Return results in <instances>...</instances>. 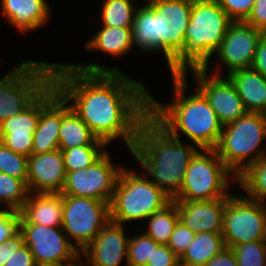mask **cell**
Returning <instances> with one entry per match:
<instances>
[{"mask_svg": "<svg viewBox=\"0 0 266 266\" xmlns=\"http://www.w3.org/2000/svg\"><path fill=\"white\" fill-rule=\"evenodd\" d=\"M52 83L93 134L106 145L122 136L131 151L149 115L144 85L98 63L54 64Z\"/></svg>", "mask_w": 266, "mask_h": 266, "instance_id": "cell-1", "label": "cell"}, {"mask_svg": "<svg viewBox=\"0 0 266 266\" xmlns=\"http://www.w3.org/2000/svg\"><path fill=\"white\" fill-rule=\"evenodd\" d=\"M172 79L175 102L160 104L149 94V116L172 137L179 139L181 131L199 149H215L223 128L217 114L198 89L184 96L188 87L186 76L172 74Z\"/></svg>", "mask_w": 266, "mask_h": 266, "instance_id": "cell-2", "label": "cell"}, {"mask_svg": "<svg viewBox=\"0 0 266 266\" xmlns=\"http://www.w3.org/2000/svg\"><path fill=\"white\" fill-rule=\"evenodd\" d=\"M149 115L139 124L132 155L148 171L152 182L172 199L183 185L185 171L198 147L183 145Z\"/></svg>", "mask_w": 266, "mask_h": 266, "instance_id": "cell-3", "label": "cell"}, {"mask_svg": "<svg viewBox=\"0 0 266 266\" xmlns=\"http://www.w3.org/2000/svg\"><path fill=\"white\" fill-rule=\"evenodd\" d=\"M232 22L217 0L192 1L190 21L184 35V76H187L188 68H209V61Z\"/></svg>", "mask_w": 266, "mask_h": 266, "instance_id": "cell-4", "label": "cell"}, {"mask_svg": "<svg viewBox=\"0 0 266 266\" xmlns=\"http://www.w3.org/2000/svg\"><path fill=\"white\" fill-rule=\"evenodd\" d=\"M265 139L266 114L247 112L223 126L215 151L237 180L252 163L266 155L265 148L258 149Z\"/></svg>", "mask_w": 266, "mask_h": 266, "instance_id": "cell-5", "label": "cell"}, {"mask_svg": "<svg viewBox=\"0 0 266 266\" xmlns=\"http://www.w3.org/2000/svg\"><path fill=\"white\" fill-rule=\"evenodd\" d=\"M143 175L140 177L130 170L121 169L110 202V220L122 225L128 221L146 220L172 201Z\"/></svg>", "mask_w": 266, "mask_h": 266, "instance_id": "cell-6", "label": "cell"}, {"mask_svg": "<svg viewBox=\"0 0 266 266\" xmlns=\"http://www.w3.org/2000/svg\"><path fill=\"white\" fill-rule=\"evenodd\" d=\"M53 65L24 61L0 79V123L21 113L52 83Z\"/></svg>", "mask_w": 266, "mask_h": 266, "instance_id": "cell-7", "label": "cell"}, {"mask_svg": "<svg viewBox=\"0 0 266 266\" xmlns=\"http://www.w3.org/2000/svg\"><path fill=\"white\" fill-rule=\"evenodd\" d=\"M157 16L159 50L163 51L171 74L185 72V39L190 21V0H147Z\"/></svg>", "mask_w": 266, "mask_h": 266, "instance_id": "cell-8", "label": "cell"}, {"mask_svg": "<svg viewBox=\"0 0 266 266\" xmlns=\"http://www.w3.org/2000/svg\"><path fill=\"white\" fill-rule=\"evenodd\" d=\"M230 175L234 176L215 149H199L185 171L181 190L172 200L227 198L230 195L226 192L231 181L228 179Z\"/></svg>", "mask_w": 266, "mask_h": 266, "instance_id": "cell-9", "label": "cell"}, {"mask_svg": "<svg viewBox=\"0 0 266 266\" xmlns=\"http://www.w3.org/2000/svg\"><path fill=\"white\" fill-rule=\"evenodd\" d=\"M110 220V204L98 199L63 195L61 228L81 253ZM69 234V235H68ZM69 236V237H68Z\"/></svg>", "mask_w": 266, "mask_h": 266, "instance_id": "cell-10", "label": "cell"}, {"mask_svg": "<svg viewBox=\"0 0 266 266\" xmlns=\"http://www.w3.org/2000/svg\"><path fill=\"white\" fill-rule=\"evenodd\" d=\"M222 236L226 247L266 241V204L229 195L225 202Z\"/></svg>", "mask_w": 266, "mask_h": 266, "instance_id": "cell-11", "label": "cell"}, {"mask_svg": "<svg viewBox=\"0 0 266 266\" xmlns=\"http://www.w3.org/2000/svg\"><path fill=\"white\" fill-rule=\"evenodd\" d=\"M122 168H116L105 151L87 168L66 172L62 195L98 199L110 204Z\"/></svg>", "mask_w": 266, "mask_h": 266, "instance_id": "cell-12", "label": "cell"}, {"mask_svg": "<svg viewBox=\"0 0 266 266\" xmlns=\"http://www.w3.org/2000/svg\"><path fill=\"white\" fill-rule=\"evenodd\" d=\"M19 230L37 265L66 264L80 255L61 227L19 223Z\"/></svg>", "mask_w": 266, "mask_h": 266, "instance_id": "cell-13", "label": "cell"}, {"mask_svg": "<svg viewBox=\"0 0 266 266\" xmlns=\"http://www.w3.org/2000/svg\"><path fill=\"white\" fill-rule=\"evenodd\" d=\"M190 70L197 80V89L207 99L223 126L236 121L248 112L234 84L227 76L224 79L217 71L212 76L207 75L208 68Z\"/></svg>", "mask_w": 266, "mask_h": 266, "instance_id": "cell-14", "label": "cell"}, {"mask_svg": "<svg viewBox=\"0 0 266 266\" xmlns=\"http://www.w3.org/2000/svg\"><path fill=\"white\" fill-rule=\"evenodd\" d=\"M264 32L245 21L232 22L215 52L228 68L227 75L250 68L257 45Z\"/></svg>", "mask_w": 266, "mask_h": 266, "instance_id": "cell-15", "label": "cell"}, {"mask_svg": "<svg viewBox=\"0 0 266 266\" xmlns=\"http://www.w3.org/2000/svg\"><path fill=\"white\" fill-rule=\"evenodd\" d=\"M63 118V96L51 83L40 94V119L33 136L32 154L59 149V129Z\"/></svg>", "mask_w": 266, "mask_h": 266, "instance_id": "cell-16", "label": "cell"}, {"mask_svg": "<svg viewBox=\"0 0 266 266\" xmlns=\"http://www.w3.org/2000/svg\"><path fill=\"white\" fill-rule=\"evenodd\" d=\"M66 175L60 149L28 156L27 186L30 193L61 194Z\"/></svg>", "mask_w": 266, "mask_h": 266, "instance_id": "cell-17", "label": "cell"}, {"mask_svg": "<svg viewBox=\"0 0 266 266\" xmlns=\"http://www.w3.org/2000/svg\"><path fill=\"white\" fill-rule=\"evenodd\" d=\"M39 119L40 95L21 113L0 123V142L17 154L30 156Z\"/></svg>", "mask_w": 266, "mask_h": 266, "instance_id": "cell-18", "label": "cell"}, {"mask_svg": "<svg viewBox=\"0 0 266 266\" xmlns=\"http://www.w3.org/2000/svg\"><path fill=\"white\" fill-rule=\"evenodd\" d=\"M128 240L124 226L109 220L80 254L90 261V266H120L122 259L127 258Z\"/></svg>", "mask_w": 266, "mask_h": 266, "instance_id": "cell-19", "label": "cell"}, {"mask_svg": "<svg viewBox=\"0 0 266 266\" xmlns=\"http://www.w3.org/2000/svg\"><path fill=\"white\" fill-rule=\"evenodd\" d=\"M227 198L213 200H173L180 220L195 234L222 233L223 214Z\"/></svg>", "mask_w": 266, "mask_h": 266, "instance_id": "cell-20", "label": "cell"}, {"mask_svg": "<svg viewBox=\"0 0 266 266\" xmlns=\"http://www.w3.org/2000/svg\"><path fill=\"white\" fill-rule=\"evenodd\" d=\"M19 213V223L61 227L63 221V195L29 193L28 199L19 210Z\"/></svg>", "mask_w": 266, "mask_h": 266, "instance_id": "cell-21", "label": "cell"}, {"mask_svg": "<svg viewBox=\"0 0 266 266\" xmlns=\"http://www.w3.org/2000/svg\"><path fill=\"white\" fill-rule=\"evenodd\" d=\"M1 6L7 21L20 32L42 27L50 16L46 0H1Z\"/></svg>", "mask_w": 266, "mask_h": 266, "instance_id": "cell-22", "label": "cell"}, {"mask_svg": "<svg viewBox=\"0 0 266 266\" xmlns=\"http://www.w3.org/2000/svg\"><path fill=\"white\" fill-rule=\"evenodd\" d=\"M227 77L234 84L248 112L266 114V78L247 68L236 70Z\"/></svg>", "mask_w": 266, "mask_h": 266, "instance_id": "cell-23", "label": "cell"}, {"mask_svg": "<svg viewBox=\"0 0 266 266\" xmlns=\"http://www.w3.org/2000/svg\"><path fill=\"white\" fill-rule=\"evenodd\" d=\"M67 103L63 98V118L59 129V149L67 150L77 146H107L93 134Z\"/></svg>", "mask_w": 266, "mask_h": 266, "instance_id": "cell-24", "label": "cell"}, {"mask_svg": "<svg viewBox=\"0 0 266 266\" xmlns=\"http://www.w3.org/2000/svg\"><path fill=\"white\" fill-rule=\"evenodd\" d=\"M225 247L222 233H198L179 258L180 266H205L211 258L220 253Z\"/></svg>", "mask_w": 266, "mask_h": 266, "instance_id": "cell-25", "label": "cell"}, {"mask_svg": "<svg viewBox=\"0 0 266 266\" xmlns=\"http://www.w3.org/2000/svg\"><path fill=\"white\" fill-rule=\"evenodd\" d=\"M85 45L87 49H97L114 57L123 56L133 48L132 27L102 26Z\"/></svg>", "mask_w": 266, "mask_h": 266, "instance_id": "cell-26", "label": "cell"}, {"mask_svg": "<svg viewBox=\"0 0 266 266\" xmlns=\"http://www.w3.org/2000/svg\"><path fill=\"white\" fill-rule=\"evenodd\" d=\"M133 45L145 52L159 51V38H157V16L144 4L135 10L132 25Z\"/></svg>", "mask_w": 266, "mask_h": 266, "instance_id": "cell-27", "label": "cell"}, {"mask_svg": "<svg viewBox=\"0 0 266 266\" xmlns=\"http://www.w3.org/2000/svg\"><path fill=\"white\" fill-rule=\"evenodd\" d=\"M147 219H149L148 230H144V233L158 244L167 245L177 222L180 220L175 201L172 200L167 206Z\"/></svg>", "mask_w": 266, "mask_h": 266, "instance_id": "cell-28", "label": "cell"}, {"mask_svg": "<svg viewBox=\"0 0 266 266\" xmlns=\"http://www.w3.org/2000/svg\"><path fill=\"white\" fill-rule=\"evenodd\" d=\"M236 182L246 191L250 199L266 204L264 201L266 199V155L252 163L237 177Z\"/></svg>", "mask_w": 266, "mask_h": 266, "instance_id": "cell-29", "label": "cell"}, {"mask_svg": "<svg viewBox=\"0 0 266 266\" xmlns=\"http://www.w3.org/2000/svg\"><path fill=\"white\" fill-rule=\"evenodd\" d=\"M131 0H104L101 17L102 26L132 27L136 8Z\"/></svg>", "mask_w": 266, "mask_h": 266, "instance_id": "cell-30", "label": "cell"}, {"mask_svg": "<svg viewBox=\"0 0 266 266\" xmlns=\"http://www.w3.org/2000/svg\"><path fill=\"white\" fill-rule=\"evenodd\" d=\"M29 193L28 186L23 180L0 172V203L5 202L7 209L19 212Z\"/></svg>", "mask_w": 266, "mask_h": 266, "instance_id": "cell-31", "label": "cell"}, {"mask_svg": "<svg viewBox=\"0 0 266 266\" xmlns=\"http://www.w3.org/2000/svg\"><path fill=\"white\" fill-rule=\"evenodd\" d=\"M107 148L106 146H77L61 150L66 172H74L90 166Z\"/></svg>", "mask_w": 266, "mask_h": 266, "instance_id": "cell-32", "label": "cell"}, {"mask_svg": "<svg viewBox=\"0 0 266 266\" xmlns=\"http://www.w3.org/2000/svg\"><path fill=\"white\" fill-rule=\"evenodd\" d=\"M155 240L144 232L128 240L126 265L146 266L154 250L159 246Z\"/></svg>", "mask_w": 266, "mask_h": 266, "instance_id": "cell-33", "label": "cell"}, {"mask_svg": "<svg viewBox=\"0 0 266 266\" xmlns=\"http://www.w3.org/2000/svg\"><path fill=\"white\" fill-rule=\"evenodd\" d=\"M238 266H264L266 241H252L231 247Z\"/></svg>", "mask_w": 266, "mask_h": 266, "instance_id": "cell-34", "label": "cell"}, {"mask_svg": "<svg viewBox=\"0 0 266 266\" xmlns=\"http://www.w3.org/2000/svg\"><path fill=\"white\" fill-rule=\"evenodd\" d=\"M28 157L17 154L0 142V172L27 184Z\"/></svg>", "mask_w": 266, "mask_h": 266, "instance_id": "cell-35", "label": "cell"}, {"mask_svg": "<svg viewBox=\"0 0 266 266\" xmlns=\"http://www.w3.org/2000/svg\"><path fill=\"white\" fill-rule=\"evenodd\" d=\"M7 244H10V256L4 266H36L30 249L24 243V237L20 230L9 237Z\"/></svg>", "mask_w": 266, "mask_h": 266, "instance_id": "cell-36", "label": "cell"}, {"mask_svg": "<svg viewBox=\"0 0 266 266\" xmlns=\"http://www.w3.org/2000/svg\"><path fill=\"white\" fill-rule=\"evenodd\" d=\"M195 235L193 231L179 220L167 246L180 258L193 242Z\"/></svg>", "mask_w": 266, "mask_h": 266, "instance_id": "cell-37", "label": "cell"}, {"mask_svg": "<svg viewBox=\"0 0 266 266\" xmlns=\"http://www.w3.org/2000/svg\"><path fill=\"white\" fill-rule=\"evenodd\" d=\"M233 22L246 21L256 0H217Z\"/></svg>", "mask_w": 266, "mask_h": 266, "instance_id": "cell-38", "label": "cell"}, {"mask_svg": "<svg viewBox=\"0 0 266 266\" xmlns=\"http://www.w3.org/2000/svg\"><path fill=\"white\" fill-rule=\"evenodd\" d=\"M20 213L7 209L0 210V244L19 230Z\"/></svg>", "mask_w": 266, "mask_h": 266, "instance_id": "cell-39", "label": "cell"}, {"mask_svg": "<svg viewBox=\"0 0 266 266\" xmlns=\"http://www.w3.org/2000/svg\"><path fill=\"white\" fill-rule=\"evenodd\" d=\"M146 266H180L179 257L167 245L160 244Z\"/></svg>", "mask_w": 266, "mask_h": 266, "instance_id": "cell-40", "label": "cell"}, {"mask_svg": "<svg viewBox=\"0 0 266 266\" xmlns=\"http://www.w3.org/2000/svg\"><path fill=\"white\" fill-rule=\"evenodd\" d=\"M245 22L266 33V0L255 1L252 12Z\"/></svg>", "mask_w": 266, "mask_h": 266, "instance_id": "cell-41", "label": "cell"}, {"mask_svg": "<svg viewBox=\"0 0 266 266\" xmlns=\"http://www.w3.org/2000/svg\"><path fill=\"white\" fill-rule=\"evenodd\" d=\"M250 68L266 78V33L263 34L258 42Z\"/></svg>", "mask_w": 266, "mask_h": 266, "instance_id": "cell-42", "label": "cell"}, {"mask_svg": "<svg viewBox=\"0 0 266 266\" xmlns=\"http://www.w3.org/2000/svg\"><path fill=\"white\" fill-rule=\"evenodd\" d=\"M205 266H238L233 250L225 247L220 253L211 258Z\"/></svg>", "mask_w": 266, "mask_h": 266, "instance_id": "cell-43", "label": "cell"}, {"mask_svg": "<svg viewBox=\"0 0 266 266\" xmlns=\"http://www.w3.org/2000/svg\"><path fill=\"white\" fill-rule=\"evenodd\" d=\"M10 256V244L7 241L0 244V266H4Z\"/></svg>", "mask_w": 266, "mask_h": 266, "instance_id": "cell-44", "label": "cell"}, {"mask_svg": "<svg viewBox=\"0 0 266 266\" xmlns=\"http://www.w3.org/2000/svg\"><path fill=\"white\" fill-rule=\"evenodd\" d=\"M79 257H80V255H78L77 258L74 259L73 261L66 263V264H63V266H82L81 261H79Z\"/></svg>", "mask_w": 266, "mask_h": 266, "instance_id": "cell-45", "label": "cell"}, {"mask_svg": "<svg viewBox=\"0 0 266 266\" xmlns=\"http://www.w3.org/2000/svg\"><path fill=\"white\" fill-rule=\"evenodd\" d=\"M36 266H63V264H53V263H47V264H39Z\"/></svg>", "mask_w": 266, "mask_h": 266, "instance_id": "cell-46", "label": "cell"}]
</instances>
